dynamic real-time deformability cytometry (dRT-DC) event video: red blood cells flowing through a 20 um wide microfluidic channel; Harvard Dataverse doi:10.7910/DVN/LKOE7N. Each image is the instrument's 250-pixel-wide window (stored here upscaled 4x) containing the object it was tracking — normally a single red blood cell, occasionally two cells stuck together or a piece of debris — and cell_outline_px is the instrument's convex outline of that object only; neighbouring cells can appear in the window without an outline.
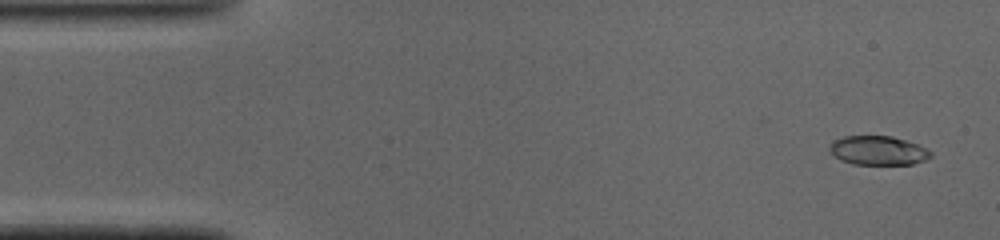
{"species": "common noctule bat (a hibernating species)", "species_latin": "Nyctalus noctula", "temperature_condition": "cold", "stored_images_in_passage": 8, "camera_frame_rate_fps": 3000, "um_per_image_px": 0.085, "animal": {"sex": "male", "body_mass_g": 19.0, "forearm_length_mm": 50.8}, "frame": {"image": 1, "passage_image": 2, "time_ms": 0.333, "image_size_px": [1000, 240], "cell_outline_px": [[932, 156], [924, 160], [912, 164], [852, 164], [840, 160], [828, 152], [828, 148], [836, 140], [844, 136], [892, 136], [916, 144], [932, 152]], "centroid_in_image_um": [74.6, 12.8], "position_along_channel_um": 10.4, "area_um2": 16.99}}